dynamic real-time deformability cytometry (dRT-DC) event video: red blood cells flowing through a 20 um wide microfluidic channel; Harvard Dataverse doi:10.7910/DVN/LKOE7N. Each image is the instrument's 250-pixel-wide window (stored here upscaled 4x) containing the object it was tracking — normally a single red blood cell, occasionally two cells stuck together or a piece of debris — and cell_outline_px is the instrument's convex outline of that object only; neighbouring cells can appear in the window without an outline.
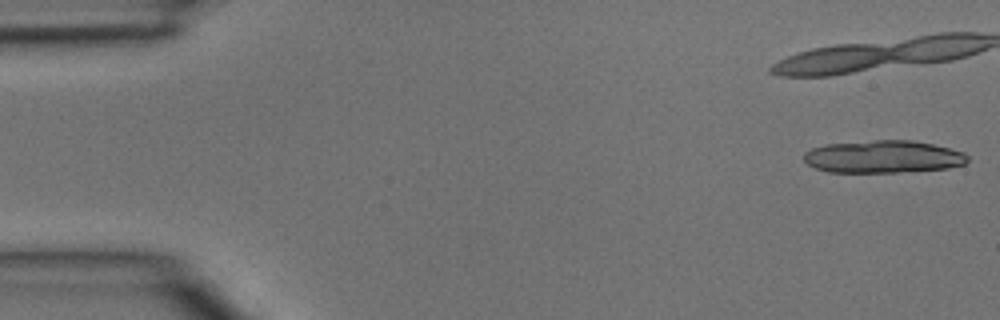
{"species": "common noctule bat (a hibernating species)", "species_latin": "Nyctalus noctula", "temperature_condition": "room temperature", "stored_images_in_passage": 4, "camera_frame_rate_fps": 3000, "um_per_image_px": 0.085, "animal": {"sex": "male", "body_mass_g": 15.6}, "frame": {"image": 1, "passage_image": 1, "time_ms": 0.0, "image_size_px": [1000, 320], "cell_outline_px": [[968, 160], [964, 164], [948, 168], [896, 172], [828, 172], [816, 168], [808, 164], [804, 160], [804, 152], [812, 148], [828, 144], [876, 140], [912, 140], [932, 144], [964, 152], [968, 156]], "centroid_in_image_um": [75.07, 13.32], "position_along_channel_um": 9.9, "area_um2": 30.87}}
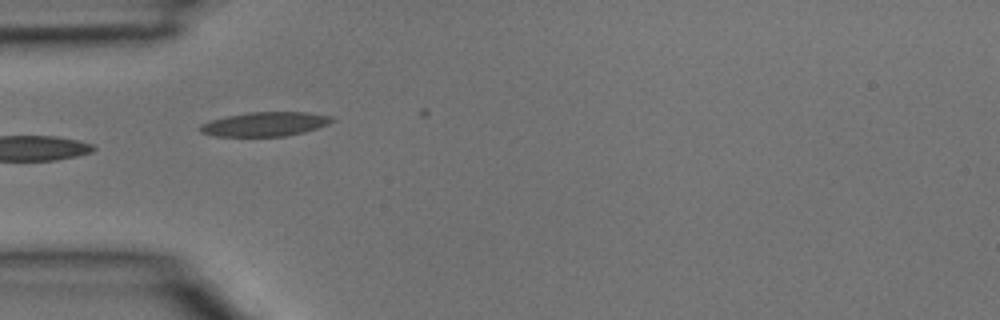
{"frame": {"image": 2, "passage_image": 4, "time_ms": 1.0, "image_size_px": [1000, 320], "cell_outline_px": [[336, 120], [328, 124], [304, 132], [284, 136], [216, 136], [200, 132], [200, 124], [208, 120], [248, 112], [308, 112], [332, 116]], "centroid_in_image_um": [22.53, 10.54], "position_along_channel_um": 62.5, "area_um2": 18.61}}